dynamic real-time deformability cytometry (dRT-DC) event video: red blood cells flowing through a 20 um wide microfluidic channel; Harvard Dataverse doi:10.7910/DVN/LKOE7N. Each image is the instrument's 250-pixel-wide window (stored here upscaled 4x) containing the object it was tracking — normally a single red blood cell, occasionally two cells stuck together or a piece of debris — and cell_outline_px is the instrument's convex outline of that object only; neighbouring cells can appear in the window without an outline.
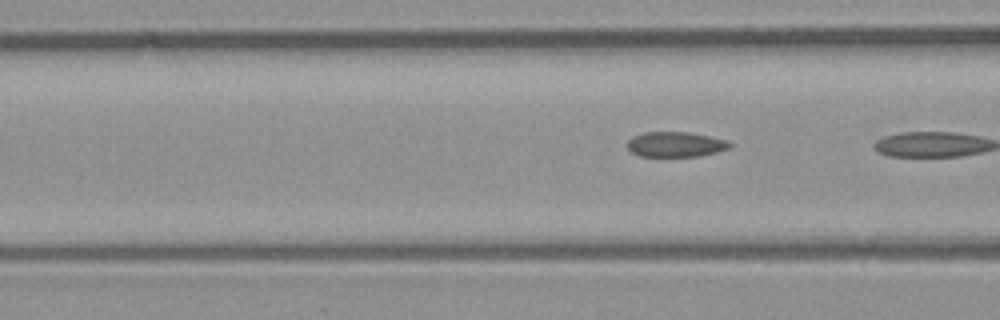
{"species": "common noctule bat (a hibernating species)", "species_latin": "Nyctalus noctula", "temperature_condition": "room temperature", "stored_images_in_passage": 10, "camera_frame_rate_fps": 3000, "um_per_image_px": 0.085, "animal": {"sex": "male", "body_mass_g": 23.1, "forearm_length_mm": 52.7}, "frame": {"image": 1, "passage_image": 7, "time_ms": 2.0, "image_size_px": [1000, 320], "cell_outline_px": [[732, 144], [728, 148], [716, 152], [700, 156], [640, 156], [632, 152], [628, 148], [628, 140], [632, 136], [644, 132], [688, 132], [708, 136], [724, 140]], "centroid_in_image_um": [57.38, 12.27], "position_along_channel_um": 109.2, "area_um2": 14.8}}